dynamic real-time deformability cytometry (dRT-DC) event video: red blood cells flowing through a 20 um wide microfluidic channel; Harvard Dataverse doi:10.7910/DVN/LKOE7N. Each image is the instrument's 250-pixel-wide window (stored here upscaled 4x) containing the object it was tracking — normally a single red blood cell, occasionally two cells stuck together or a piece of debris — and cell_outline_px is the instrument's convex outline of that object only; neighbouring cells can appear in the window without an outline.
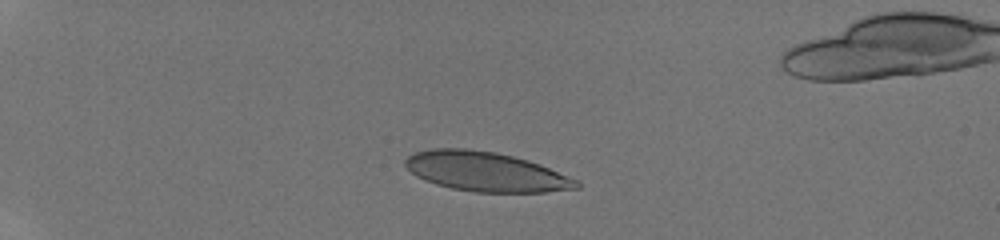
{"species": "human", "species_latin": "Homo sapiens", "temperature_condition": "room temperature", "stored_images_in_passage": 19, "camera_frame_rate_fps": 3000, "um_per_image_px": 0.085, "donor": {"sex": "male"}, "frame": {"image": 1, "passage_image": 1, "time_ms": 0.0, "image_size_px": [1000, 240], "cell_outline_px": [[580, 188], [544, 192], [476, 192], [452, 188], [436, 184], [424, 180], [416, 176], [404, 164], [404, 160], [408, 156], [416, 152], [432, 148], [468, 148], [496, 152], [528, 160], [540, 164], [580, 180]], "centroid_in_image_um": [41.32, 14.59], "position_along_channel_um": 43.7, "area_um2": 39.54}}
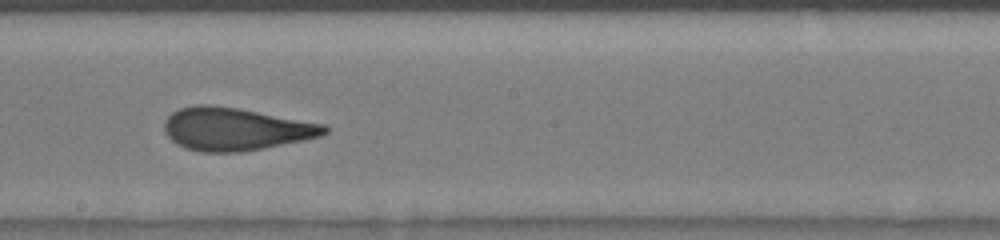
{"frame": {"image": 2, "passage_image": 12, "time_ms": 6.0, "image_size_px": [1000, 240], "cell_outline_px": [[328, 132], [320, 136], [304, 140], [264, 148], [240, 152], [200, 152], [184, 148], [176, 144], [164, 132], [164, 120], [172, 112], [180, 108], [196, 104], [208, 104], [240, 108], [324, 124], [328, 128]], "centroid_in_image_um": [19.98, 10.96], "position_along_channel_um": 228.2, "area_um2": 40.11}}
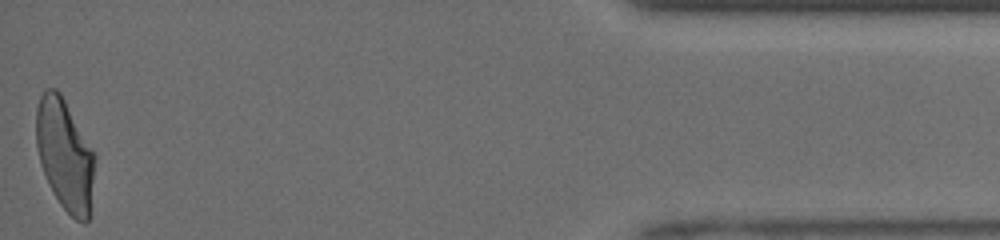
{"frame": {"image": 3, "passage_image": 19, "time_ms": 12.333, "image_size_px": [1000, 240], "cell_outline_px": [[96, 156], [88, 220], [84, 224], [76, 220], [60, 204], [48, 184], [40, 164], [36, 144], [36, 108], [40, 96], [48, 88], [56, 88], [60, 92]], "centroid_in_image_um": [5.5, 13.15], "position_along_channel_um": 429.7, "area_um2": 37.74}, "authors_computed_cell_mechanics": {"area_um2": 39.7664, "velocity_mm_per_s": 4.1757, "shape_relaxation_time_tau1_ms": 5.6987, "shape_relaxation_time_tau2_ms": 1.3154, "deformation_change_tau1": 0.2114, "deformation_change_tau2": 0.0893}}